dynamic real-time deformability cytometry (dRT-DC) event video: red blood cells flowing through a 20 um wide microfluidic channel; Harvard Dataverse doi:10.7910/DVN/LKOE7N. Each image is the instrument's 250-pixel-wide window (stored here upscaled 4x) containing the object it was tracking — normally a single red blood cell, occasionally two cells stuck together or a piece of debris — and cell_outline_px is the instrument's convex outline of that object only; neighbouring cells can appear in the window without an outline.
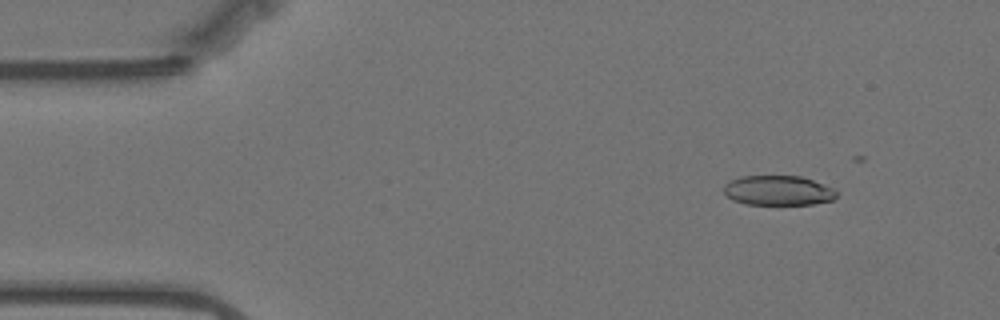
{"species": "Egyptian fruit bat (a non-hibernating species)", "species_latin": "Rousettus aegyptiacus", "temperature_condition": "warm", "stored_images_in_passage": 17, "camera_frame_rate_fps": 3000, "um_per_image_px": 0.085, "animal": {"sex": "female"}, "frame": {"image": 1, "passage_image": 3, "time_ms": 0.667, "image_size_px": [1000, 320], "cell_outline_px": [[836, 196], [832, 200], [812, 204], [744, 204], [732, 200], [724, 192], [724, 184], [728, 180], [740, 176], [800, 176], [812, 180], [832, 188], [836, 192]], "centroid_in_image_um": [66.08, 16.19], "position_along_channel_um": 18.9, "area_um2": 19.48}}
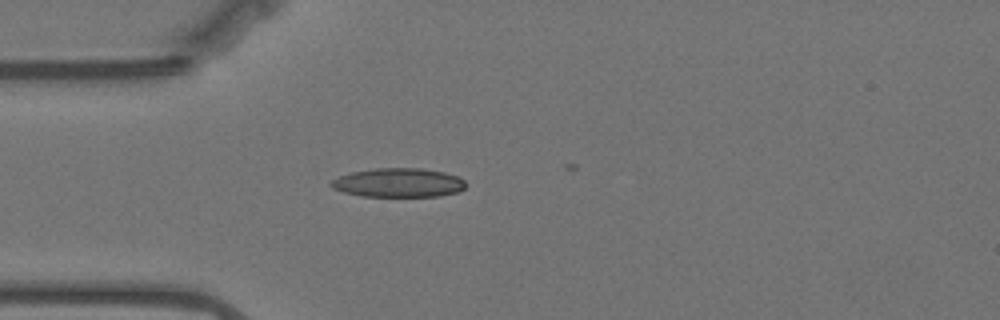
{"frame": {"image": 2, "passage_image": 12, "time_ms": 3.667, "image_size_px": [1000, 320], "cell_outline_px": [[464, 188], [456, 192], [440, 196], [360, 196], [344, 192], [332, 188], [328, 184], [332, 180], [340, 176], [352, 172], [376, 168], [420, 168], [444, 172], [456, 176], [464, 180]], "centroid_in_image_um": [33.83, 15.53], "position_along_channel_um": 51.2, "area_um2": 22.6}}
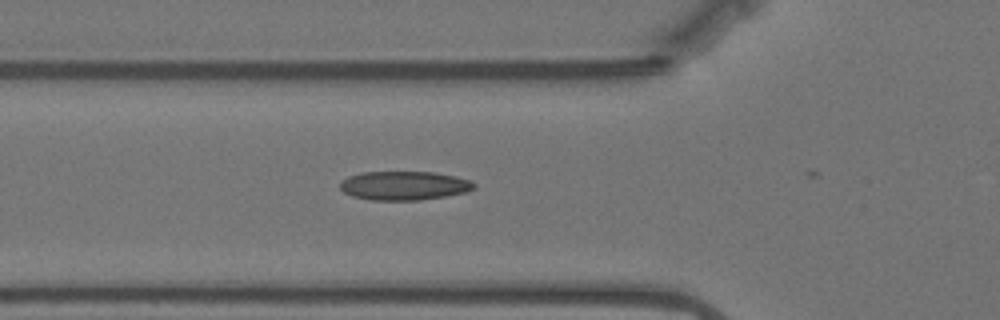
{"frame": {"image": 3, "passage_image": 16, "time_ms": 5.0, "image_size_px": [1000, 320], "cell_outline_px": [[476, 184], [472, 188], [464, 192], [444, 196], [420, 200], [372, 200], [352, 196], [344, 192], [340, 188], [340, 180], [348, 176], [360, 172], [436, 172], [456, 176], [472, 180]], "centroid_in_image_um": [34.32, 15.76], "position_along_channel_um": 91.5, "area_um2": 22.6}}